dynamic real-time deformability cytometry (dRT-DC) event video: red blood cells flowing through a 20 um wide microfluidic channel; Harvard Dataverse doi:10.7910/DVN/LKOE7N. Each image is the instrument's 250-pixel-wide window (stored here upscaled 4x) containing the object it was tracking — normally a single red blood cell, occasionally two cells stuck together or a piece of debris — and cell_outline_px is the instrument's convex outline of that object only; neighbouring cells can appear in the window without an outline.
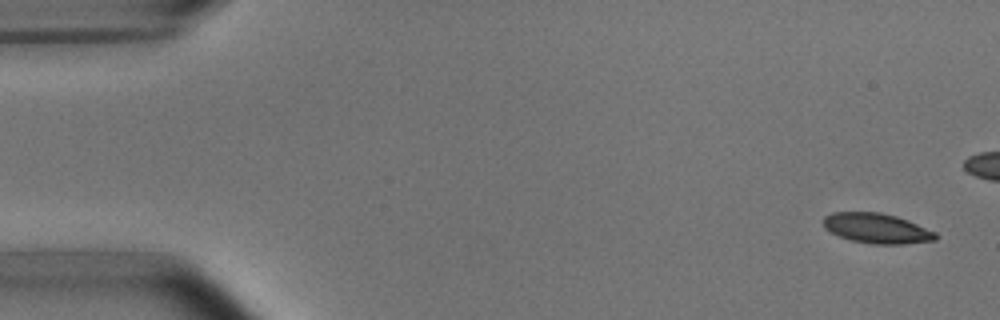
{"species": "common noctule bat (a hibernating species)", "species_latin": "Nyctalus noctula", "temperature_condition": "room temperature", "stored_images_in_passage": 5, "camera_frame_rate_fps": 3000, "um_per_image_px": 0.085, "animal": {"sex": "male", "body_mass_g": 15.6}, "frame": {"image": 1, "passage_image": 1, "time_ms": 0.0, "image_size_px": [1000, 320], "cell_outline_px": [[936, 240], [904, 244], [868, 244], [852, 240], [840, 236], [824, 228], [824, 216], [832, 212], [880, 212], [896, 216], [908, 220], [936, 232]], "centroid_in_image_um": [74.53, 19.4], "position_along_channel_um": 10.5, "area_um2": 19.59}}
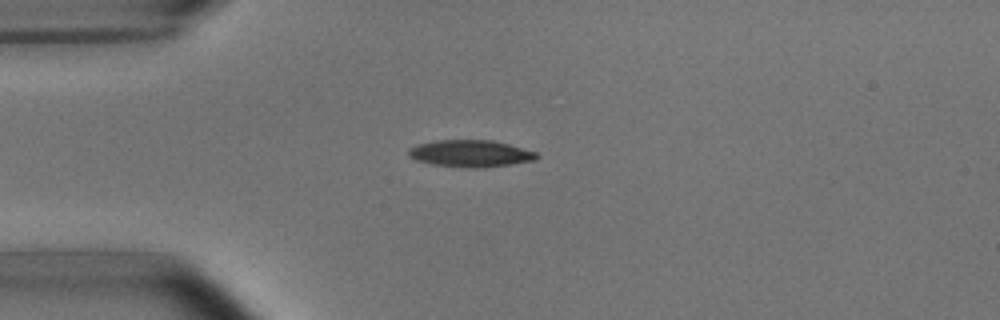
{"frame": {"image": 2, "passage_image": 5, "time_ms": 5.667, "image_size_px": [1000, 320], "cell_outline_px": [[540, 156], [536, 160], [508, 164], [476, 168], [472, 168], [432, 164], [416, 160], [408, 156], [408, 148], [416, 144], [436, 140], [492, 140], [508, 144], [536, 152]], "centroid_in_image_um": [39.95, 13.04], "position_along_channel_um": 45.0, "area_um2": 20.0}}